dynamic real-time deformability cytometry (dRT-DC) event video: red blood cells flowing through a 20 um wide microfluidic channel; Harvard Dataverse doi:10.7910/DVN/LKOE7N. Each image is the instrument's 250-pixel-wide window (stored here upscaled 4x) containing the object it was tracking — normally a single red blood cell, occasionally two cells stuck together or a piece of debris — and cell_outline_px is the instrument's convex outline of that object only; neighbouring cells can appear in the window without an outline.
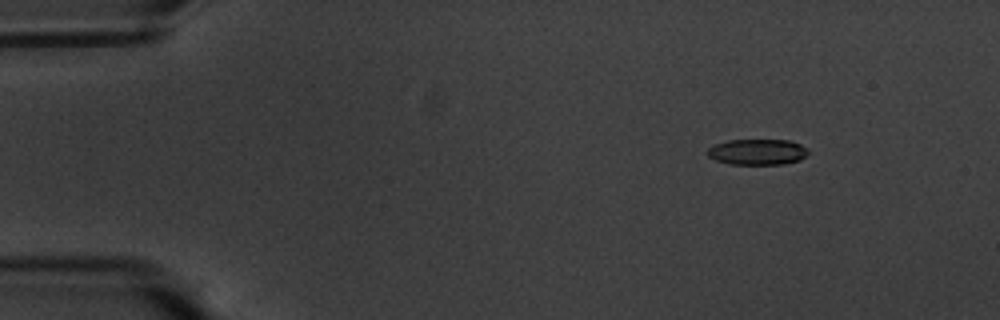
{"species": "common noctule bat (a hibernating species)", "species_latin": "Nyctalus noctula", "temperature_condition": "warm", "stored_images_in_passage": 59, "camera_frame_rate_fps": 3000, "um_per_image_px": 0.085, "animal": {"sex": "male", "body_mass_g": 20.1, "forearm_length_mm": 53.5}, "frame": {"image": 1, "passage_image": 8, "time_ms": 2.333, "image_size_px": [1000, 320], "cell_outline_px": [[808, 152], [800, 160], [784, 164], [732, 164], [716, 160], [708, 156], [708, 148], [716, 144], [728, 140], [788, 140], [800, 144], [808, 148]], "centroid_in_image_um": [64.4, 12.91], "position_along_channel_um": 20.6, "area_um2": 15.03}}
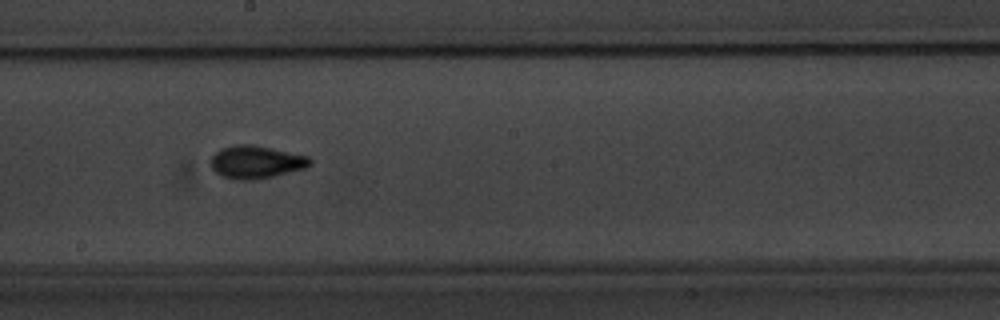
{"frame": {"image": 2, "passage_image": 33, "time_ms": 10.667, "image_size_px": [1000, 320], "cell_outline_px": [[312, 164], [304, 168], [272, 176], [252, 180], [240, 180], [220, 176], [212, 168], [212, 156], [220, 148], [236, 144], [252, 144], [308, 156], [312, 160]], "centroid_in_image_um": [21.75, 13.76], "position_along_channel_um": 226.5, "area_um2": 18.79}}
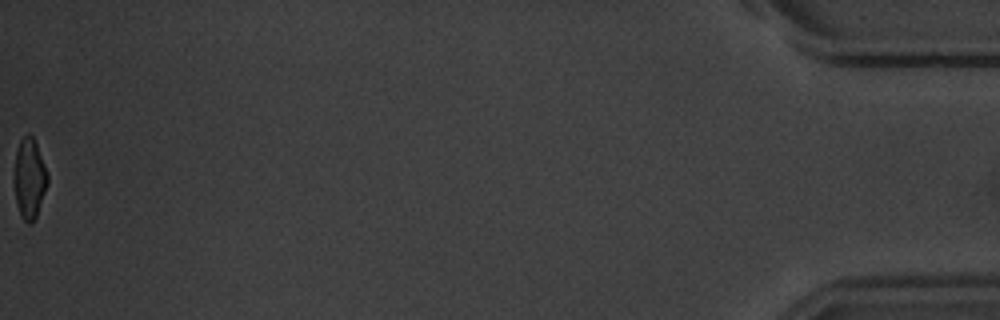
{"frame": {"image": 3, "passage_image": 59, "time_ms": 19.333, "image_size_px": [1000, 320], "cell_outline_px": [[48, 184], [36, 216], [32, 224], [28, 224], [20, 216], [16, 204], [12, 180], [12, 176], [16, 152], [20, 140], [28, 132], [32, 136], [36, 144], [44, 164], [48, 176]], "centroid_in_image_um": [2.46, 15.2], "position_along_channel_um": 432.7, "area_um2": 15.95}, "authors_computed_cell_mechanics": {"area_um2": 16.8198, "velocity_mm_per_s": 3.5069, "shape_relaxation_time_tau1_ms": 3.8865, "shape_relaxation_time_tau2_ms": 1.5684, "deformation_change_tau1": 0.1471, "deformation_change_tau2": 0.0785}}